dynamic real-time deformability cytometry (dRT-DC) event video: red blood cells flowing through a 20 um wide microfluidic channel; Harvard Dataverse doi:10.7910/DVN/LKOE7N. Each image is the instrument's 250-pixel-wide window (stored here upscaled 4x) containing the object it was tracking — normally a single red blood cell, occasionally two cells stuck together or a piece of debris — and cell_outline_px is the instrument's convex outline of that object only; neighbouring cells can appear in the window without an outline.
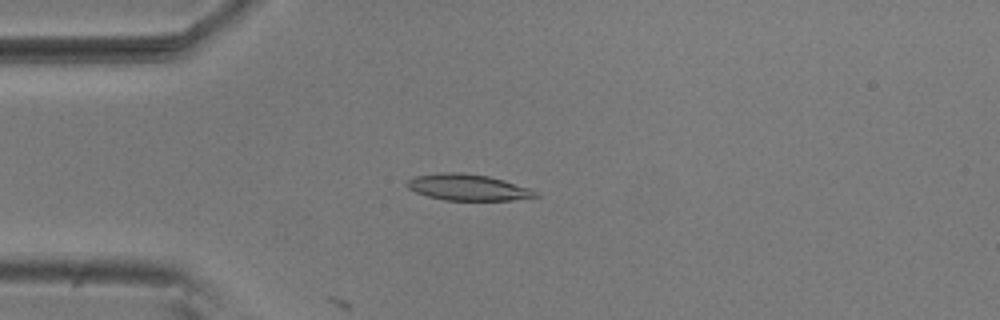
{"species": "common noctule bat (a hibernating species)", "species_latin": "Nyctalus noctula", "temperature_condition": "room temperature", "stored_images_in_passage": 4, "camera_frame_rate_fps": 3000, "um_per_image_px": 0.085, "animal": {"sex": "male", "body_mass_g": 20.5, "forearm_length_mm": 52.5}, "frame": {"image": 1, "passage_image": 4, "time_ms": 1.0, "image_size_px": [1000, 320], "cell_outline_px": [[540, 196], [512, 200], [444, 200], [428, 196], [416, 192], [408, 188], [404, 184], [408, 180], [416, 176], [440, 172], [460, 172], [488, 176], [504, 180], [528, 188], [536, 192]], "centroid_in_image_um": [39.73, 15.92], "position_along_channel_um": 45.3, "area_um2": 19.54}}